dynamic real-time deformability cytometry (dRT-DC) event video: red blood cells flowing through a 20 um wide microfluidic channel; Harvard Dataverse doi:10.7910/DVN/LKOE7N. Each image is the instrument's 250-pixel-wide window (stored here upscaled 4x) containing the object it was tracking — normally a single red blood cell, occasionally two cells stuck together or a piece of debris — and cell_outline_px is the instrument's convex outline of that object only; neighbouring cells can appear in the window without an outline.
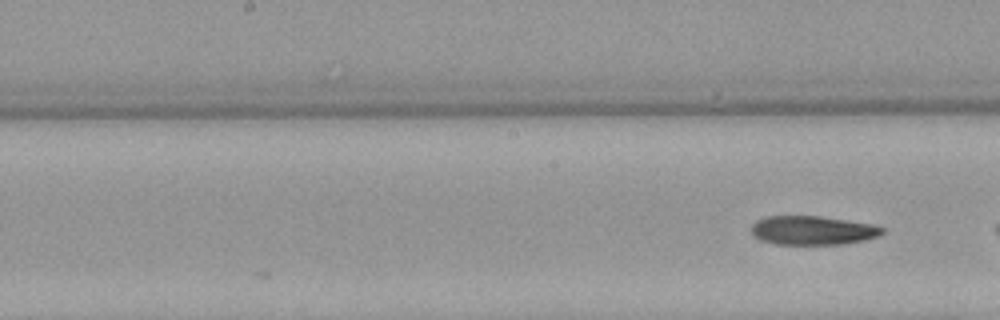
{"species": "Egyptian fruit bat (a non-hibernating species)", "species_latin": "Rousettus aegyptiacus", "temperature_condition": "warm", "stored_images_in_passage": 5, "camera_frame_rate_fps": 3000, "um_per_image_px": 0.085, "animal": {"sex": "female"}, "frame": {"image": 1, "passage_image": 5, "time_ms": 4.667, "image_size_px": [1000, 320], "cell_outline_px": [[884, 232], [880, 236], [864, 240], [840, 244], [776, 244], [760, 240], [752, 232], [752, 224], [756, 220], [768, 216], [820, 216], [872, 224], [884, 228]], "centroid_in_image_um": [69.09, 19.58], "position_along_channel_um": 179.1, "area_um2": 21.96}}